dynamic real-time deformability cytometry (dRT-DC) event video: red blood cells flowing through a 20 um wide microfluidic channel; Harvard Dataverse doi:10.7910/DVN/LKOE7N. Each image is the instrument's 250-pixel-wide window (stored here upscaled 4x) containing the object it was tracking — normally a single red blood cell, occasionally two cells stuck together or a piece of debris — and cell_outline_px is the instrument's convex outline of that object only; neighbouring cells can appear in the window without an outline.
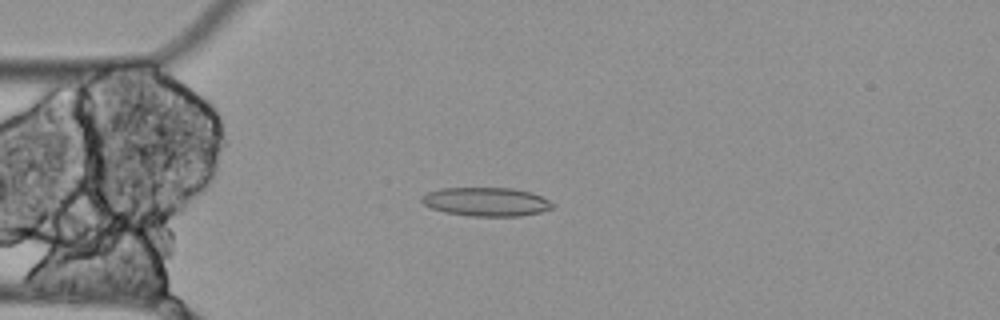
{"species": "Egyptian fruit bat (a non-hibernating species)", "species_latin": "Rousettus aegyptiacus", "temperature_condition": "cold", "stored_images_in_passage": 8, "camera_frame_rate_fps": 3000, "um_per_image_px": 0.085, "animal": {"sex": "female"}, "frame": {"image": 1, "passage_image": 4, "time_ms": 1.0, "image_size_px": [1000, 320], "cell_outline_px": [[552, 208], [540, 212], [520, 216], [472, 216], [444, 212], [432, 208], [424, 204], [420, 200], [428, 192], [440, 188], [512, 188], [532, 192], [548, 200], [552, 204]], "centroid_in_image_um": [41.32, 17.15], "position_along_channel_um": 43.7, "area_um2": 21.73}}
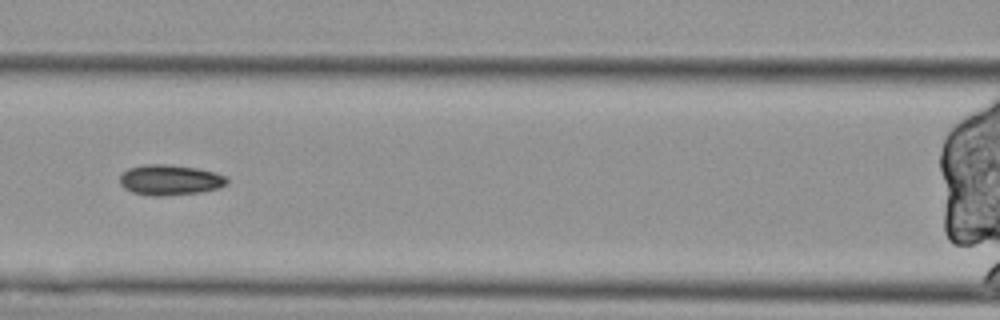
{"frame": {"image": 2, "passage_image": 7, "time_ms": 2.0, "image_size_px": [1000, 320], "cell_outline_px": [[228, 184], [220, 188], [200, 192], [160, 196], [152, 196], [132, 192], [124, 188], [120, 184], [120, 176], [128, 168], [144, 164], [168, 164], [196, 168], [216, 172], [228, 176]], "centroid_in_image_um": [14.48, 15.29], "position_along_channel_um": 152.1, "area_um2": 19.19}}
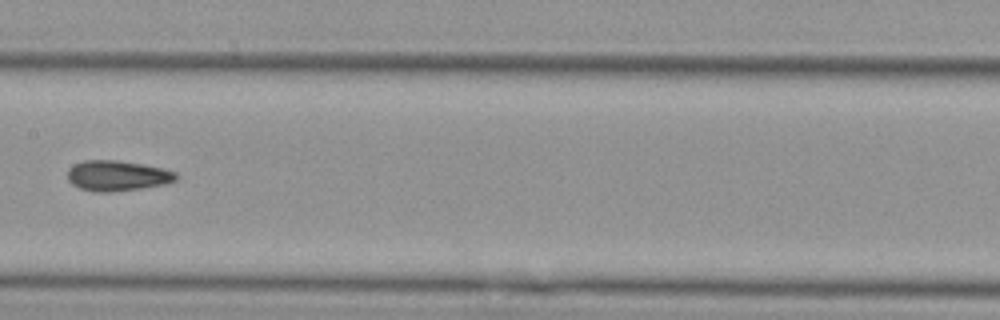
{"frame": {"image": 3, "passage_image": 8, "time_ms": 2.333, "image_size_px": [1000, 320], "cell_outline_px": [[180, 176], [176, 180], [164, 184], [140, 188], [108, 192], [96, 192], [80, 188], [72, 184], [68, 180], [68, 168], [72, 164], [84, 160], [116, 160], [144, 164], [164, 168], [176, 172]], "centroid_in_image_um": [9.97, 14.92], "position_along_channel_um": 197.4, "area_um2": 19.36}}